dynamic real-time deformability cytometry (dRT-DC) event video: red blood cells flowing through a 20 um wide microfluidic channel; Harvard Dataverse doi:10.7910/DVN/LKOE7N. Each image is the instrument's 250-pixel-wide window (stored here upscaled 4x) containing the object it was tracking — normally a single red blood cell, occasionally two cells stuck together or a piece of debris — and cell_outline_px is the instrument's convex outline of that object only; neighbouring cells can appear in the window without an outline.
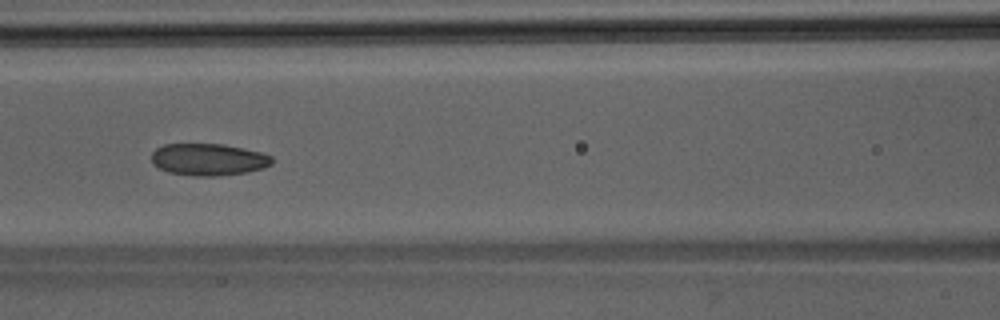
{"species": "Egyptian fruit bat (a non-hibernating species)", "species_latin": "Rousettus aegyptiacus", "temperature_condition": "room temperature", "stored_images_in_passage": 6, "camera_frame_rate_fps": 3000, "um_per_image_px": 0.085, "animal": {"sex": "male"}, "frame": {"image": 1, "passage_image": 6, "time_ms": 1.667, "image_size_px": [1000, 320], "cell_outline_px": [[272, 164], [264, 168], [248, 172], [220, 176], [196, 176], [168, 172], [152, 164], [152, 152], [156, 148], [164, 144], [224, 144], [244, 148], [260, 152], [272, 156]], "centroid_in_image_um": [17.73, 13.56], "position_along_channel_um": 148.9, "area_um2": 22.6}}